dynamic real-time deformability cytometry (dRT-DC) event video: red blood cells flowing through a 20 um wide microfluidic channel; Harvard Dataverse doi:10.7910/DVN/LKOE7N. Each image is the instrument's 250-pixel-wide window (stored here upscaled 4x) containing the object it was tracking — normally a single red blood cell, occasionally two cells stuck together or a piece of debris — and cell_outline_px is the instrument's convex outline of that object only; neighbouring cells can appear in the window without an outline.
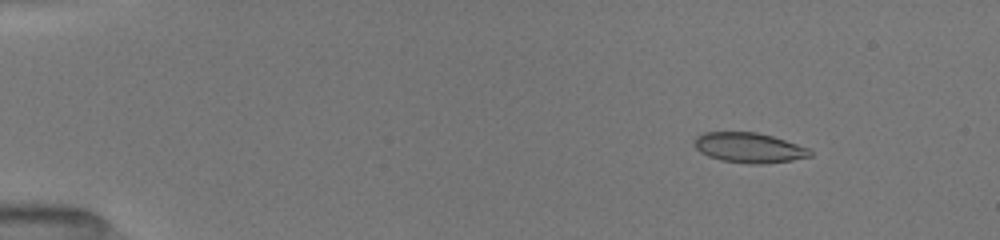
{"species": "common noctule bat (a hibernating species)", "species_latin": "Nyctalus noctula", "temperature_condition": "room temperature", "stored_images_in_passage": 46, "camera_frame_rate_fps": 3000, "um_per_image_px": 0.085, "animal": {"sex": "female", "body_mass_g": 19.5, "forearm_length_mm": 54.1}, "frame": {"image": 1, "passage_image": 1, "time_ms": 0.0, "image_size_px": [1000, 240], "cell_outline_px": [[812, 156], [792, 160], [760, 164], [752, 164], [720, 160], [708, 156], [700, 152], [692, 144], [696, 136], [704, 132], [756, 132], [772, 136], [808, 148], [812, 152]], "centroid_in_image_um": [63.63, 12.55], "position_along_channel_um": 21.4, "area_um2": 20.23}}
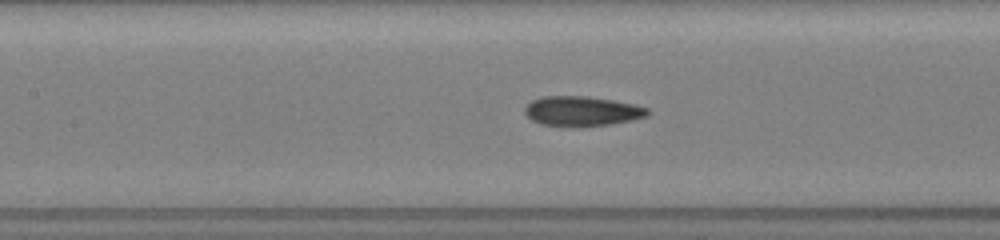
{"frame": {"image": 2, "passage_image": 19, "time_ms": 6.0, "image_size_px": [1000, 240], "cell_outline_px": [[652, 112], [648, 116], [632, 120], [608, 124], [540, 124], [532, 120], [524, 112], [524, 108], [532, 100], [540, 96], [588, 96], [612, 100], [632, 104], [648, 108]], "centroid_in_image_um": [49.48, 9.4], "position_along_channel_um": 157.9, "area_um2": 20.63}}
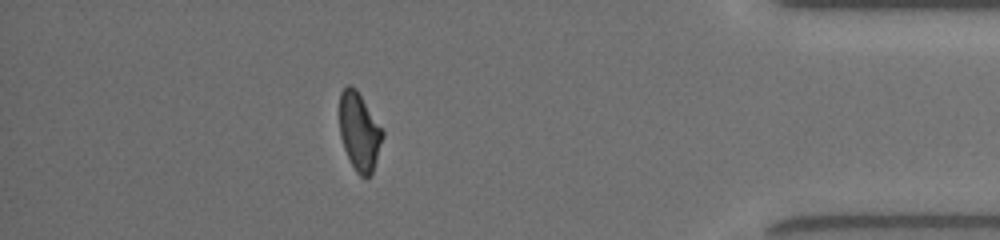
{"frame": {"image": 3, "passage_image": 40, "time_ms": 13.0, "image_size_px": [1000, 240], "cell_outline_px": [[384, 136], [372, 172], [368, 176], [360, 176], [356, 172], [344, 148], [340, 136], [340, 92], [348, 84], [356, 88], [384, 132]], "centroid_in_image_um": [30.54, 11.17], "position_along_channel_um": 404.7, "area_um2": 19.25}, "authors_computed_cell_mechanics": {"area_um2": 20.6346, "velocity_mm_per_s": 4.047, "shape_relaxation_time_tau1_ms": 5.7555, "shape_relaxation_time_tau2_ms": 1.5643, "deformation_change_tau1": 0.1573, "deformation_change_tau2": 0.0776}}